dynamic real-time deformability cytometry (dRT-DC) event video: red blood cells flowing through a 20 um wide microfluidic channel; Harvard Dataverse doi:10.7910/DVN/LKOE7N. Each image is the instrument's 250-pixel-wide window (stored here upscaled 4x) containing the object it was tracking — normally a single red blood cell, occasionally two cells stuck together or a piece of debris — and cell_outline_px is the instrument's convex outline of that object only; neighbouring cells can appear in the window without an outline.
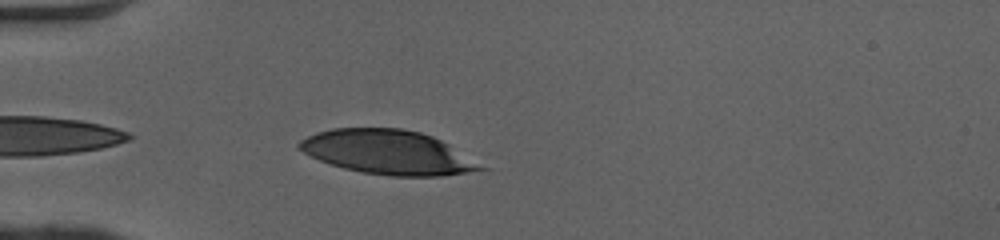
{"species": "human", "species_latin": "Homo sapiens", "temperature_condition": "cold", "stored_images_in_passage": 30, "camera_frame_rate_fps": 3000, "um_per_image_px": 0.085, "donor": {"sex": "female"}, "frame": {"image": 1, "passage_image": 2, "time_ms": 0.333, "image_size_px": [1000, 240], "cell_outline_px": [[492, 168], [444, 176], [392, 176], [364, 172], [344, 168], [320, 160], [304, 152], [296, 144], [300, 140], [316, 132], [332, 128], [404, 128], [420, 132], [432, 136], [448, 144]], "centroid_in_image_um": [33.04, 12.94], "position_along_channel_um": 52.0, "area_um2": 46.7}}
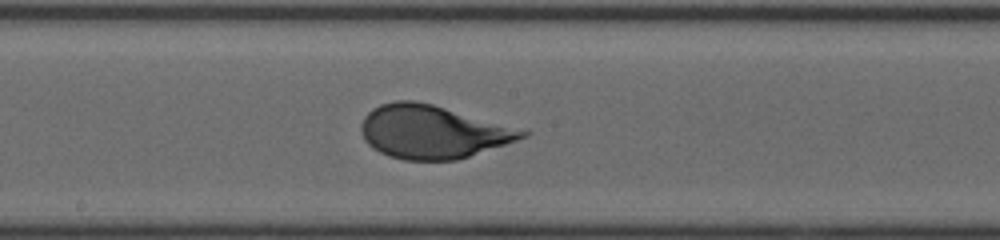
{"frame": {"image": 2, "passage_image": 15, "time_ms": 4.667, "image_size_px": [1000, 240], "cell_outline_px": [[532, 132], [528, 136], [456, 160], [404, 160], [388, 156], [372, 148], [364, 140], [360, 128], [360, 124], [364, 116], [372, 108], [380, 104], [396, 100], [416, 100], [432, 104]], "centroid_in_image_um": [36.7, 11.2], "position_along_channel_um": 211.5, "area_um2": 49.65}}
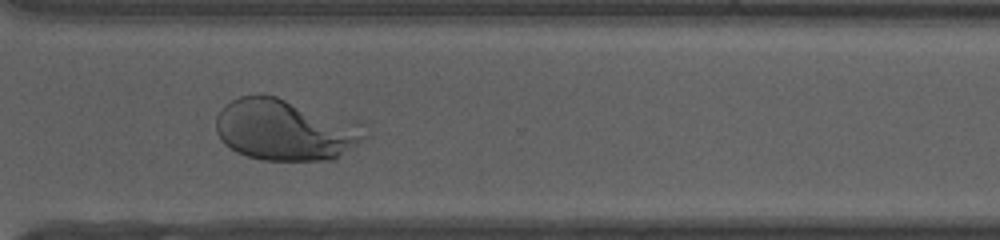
{"frame": {"image": 3, "passage_image": 25, "time_ms": 8.0, "image_size_px": [1000, 240], "cell_outline_px": [[372, 136], [336, 160], [260, 160], [236, 152], [224, 144], [220, 140], [216, 132], [216, 116], [220, 108], [232, 100], [240, 96], [276, 96], [356, 120], [364, 124]], "centroid_in_image_um": [24.34, 11.05], "position_along_channel_um": 346.3, "area_um2": 54.39}, "authors_computed_cell_mechanics": {"area_um2": 49.8525, "velocity_mm_per_s": 4.0661, "shape_relaxation_time_tau1_ms": 2.8554, "shape_relaxation_time_tau2_ms": null, "deformation_change_tau1": 0.1761, "deformation_change_tau2": null}}